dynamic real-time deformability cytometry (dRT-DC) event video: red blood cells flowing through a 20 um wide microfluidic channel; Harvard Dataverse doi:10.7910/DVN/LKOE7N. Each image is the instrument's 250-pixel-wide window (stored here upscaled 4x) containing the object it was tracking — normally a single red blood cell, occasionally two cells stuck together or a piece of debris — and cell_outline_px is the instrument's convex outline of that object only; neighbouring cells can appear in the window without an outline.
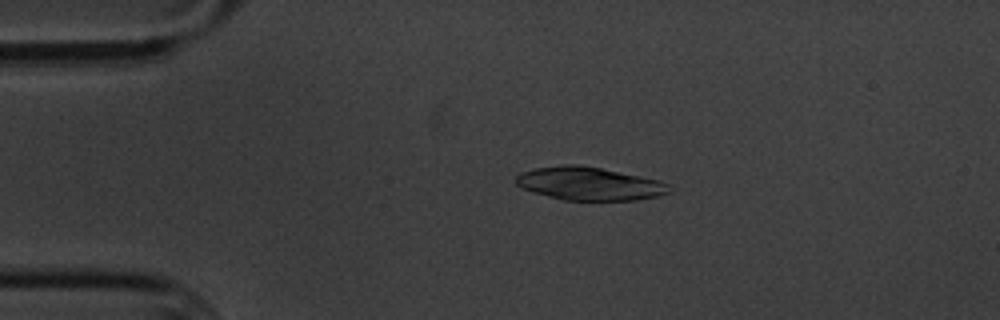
{"species": "common noctule bat (a hibernating species)", "species_latin": "Nyctalus noctula", "temperature_condition": "cold", "stored_images_in_passage": 4, "camera_frame_rate_fps": 3000, "um_per_image_px": 0.085, "animal": {"sex": "male", "body_mass_g": 20.1, "forearm_length_mm": 53.5}, "frame": {"image": 1, "passage_image": 3, "time_ms": 2.333, "image_size_px": [1000, 320], "cell_outline_px": [[672, 192], [660, 196], [636, 200], [564, 200], [532, 192], [516, 184], [516, 176], [520, 172], [532, 168], [564, 164], [580, 164], [660, 180], [668, 184]], "centroid_in_image_um": [50.1, 15.6], "position_along_channel_um": 34.9, "area_um2": 29.77}}